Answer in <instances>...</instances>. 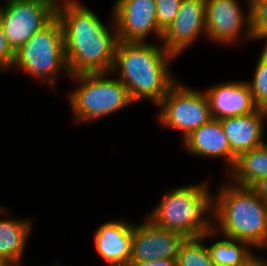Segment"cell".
I'll list each match as a JSON object with an SVG mask.
<instances>
[{
	"label": "cell",
	"mask_w": 267,
	"mask_h": 266,
	"mask_svg": "<svg viewBox=\"0 0 267 266\" xmlns=\"http://www.w3.org/2000/svg\"><path fill=\"white\" fill-rule=\"evenodd\" d=\"M228 180L238 186L250 187L258 179L267 176V148L265 145L241 153L234 167L227 172Z\"/></svg>",
	"instance_id": "obj_18"
},
{
	"label": "cell",
	"mask_w": 267,
	"mask_h": 266,
	"mask_svg": "<svg viewBox=\"0 0 267 266\" xmlns=\"http://www.w3.org/2000/svg\"><path fill=\"white\" fill-rule=\"evenodd\" d=\"M217 236L220 237L214 230L197 238H185L178 250L177 266H214L208 247L203 241Z\"/></svg>",
	"instance_id": "obj_20"
},
{
	"label": "cell",
	"mask_w": 267,
	"mask_h": 266,
	"mask_svg": "<svg viewBox=\"0 0 267 266\" xmlns=\"http://www.w3.org/2000/svg\"><path fill=\"white\" fill-rule=\"evenodd\" d=\"M267 140V139H266ZM263 141V144L265 145V147L267 148V141Z\"/></svg>",
	"instance_id": "obj_32"
},
{
	"label": "cell",
	"mask_w": 267,
	"mask_h": 266,
	"mask_svg": "<svg viewBox=\"0 0 267 266\" xmlns=\"http://www.w3.org/2000/svg\"><path fill=\"white\" fill-rule=\"evenodd\" d=\"M267 111L257 109L243 116L220 119L231 151L238 157L241 153L263 145Z\"/></svg>",
	"instance_id": "obj_16"
},
{
	"label": "cell",
	"mask_w": 267,
	"mask_h": 266,
	"mask_svg": "<svg viewBox=\"0 0 267 266\" xmlns=\"http://www.w3.org/2000/svg\"><path fill=\"white\" fill-rule=\"evenodd\" d=\"M250 188L261 200L267 202V176L258 179Z\"/></svg>",
	"instance_id": "obj_26"
},
{
	"label": "cell",
	"mask_w": 267,
	"mask_h": 266,
	"mask_svg": "<svg viewBox=\"0 0 267 266\" xmlns=\"http://www.w3.org/2000/svg\"><path fill=\"white\" fill-rule=\"evenodd\" d=\"M206 0H182L177 16L163 32L162 46L176 57L205 35Z\"/></svg>",
	"instance_id": "obj_11"
},
{
	"label": "cell",
	"mask_w": 267,
	"mask_h": 266,
	"mask_svg": "<svg viewBox=\"0 0 267 266\" xmlns=\"http://www.w3.org/2000/svg\"><path fill=\"white\" fill-rule=\"evenodd\" d=\"M0 266H16L12 262L0 258Z\"/></svg>",
	"instance_id": "obj_29"
},
{
	"label": "cell",
	"mask_w": 267,
	"mask_h": 266,
	"mask_svg": "<svg viewBox=\"0 0 267 266\" xmlns=\"http://www.w3.org/2000/svg\"><path fill=\"white\" fill-rule=\"evenodd\" d=\"M4 208L0 206V215ZM32 220L0 219V258L12 262L16 266L22 264L26 242L31 233Z\"/></svg>",
	"instance_id": "obj_17"
},
{
	"label": "cell",
	"mask_w": 267,
	"mask_h": 266,
	"mask_svg": "<svg viewBox=\"0 0 267 266\" xmlns=\"http://www.w3.org/2000/svg\"><path fill=\"white\" fill-rule=\"evenodd\" d=\"M183 148L192 156L221 158L228 164V172L234 167L237 156L231 151L220 120L212 118L193 130L182 140Z\"/></svg>",
	"instance_id": "obj_15"
},
{
	"label": "cell",
	"mask_w": 267,
	"mask_h": 266,
	"mask_svg": "<svg viewBox=\"0 0 267 266\" xmlns=\"http://www.w3.org/2000/svg\"><path fill=\"white\" fill-rule=\"evenodd\" d=\"M250 14L254 41L266 40L267 45V0H255L250 5Z\"/></svg>",
	"instance_id": "obj_22"
},
{
	"label": "cell",
	"mask_w": 267,
	"mask_h": 266,
	"mask_svg": "<svg viewBox=\"0 0 267 266\" xmlns=\"http://www.w3.org/2000/svg\"><path fill=\"white\" fill-rule=\"evenodd\" d=\"M248 1V6L250 7V5L255 1V0H247Z\"/></svg>",
	"instance_id": "obj_31"
},
{
	"label": "cell",
	"mask_w": 267,
	"mask_h": 266,
	"mask_svg": "<svg viewBox=\"0 0 267 266\" xmlns=\"http://www.w3.org/2000/svg\"><path fill=\"white\" fill-rule=\"evenodd\" d=\"M176 56L161 43L118 42L111 70L118 71L121 83L134 103L150 99L158 105L177 82L171 75L170 64Z\"/></svg>",
	"instance_id": "obj_2"
},
{
	"label": "cell",
	"mask_w": 267,
	"mask_h": 266,
	"mask_svg": "<svg viewBox=\"0 0 267 266\" xmlns=\"http://www.w3.org/2000/svg\"><path fill=\"white\" fill-rule=\"evenodd\" d=\"M182 0H155L159 29L164 32L177 16Z\"/></svg>",
	"instance_id": "obj_23"
},
{
	"label": "cell",
	"mask_w": 267,
	"mask_h": 266,
	"mask_svg": "<svg viewBox=\"0 0 267 266\" xmlns=\"http://www.w3.org/2000/svg\"><path fill=\"white\" fill-rule=\"evenodd\" d=\"M4 6H5V1H4L3 5L0 4V18L2 16Z\"/></svg>",
	"instance_id": "obj_30"
},
{
	"label": "cell",
	"mask_w": 267,
	"mask_h": 266,
	"mask_svg": "<svg viewBox=\"0 0 267 266\" xmlns=\"http://www.w3.org/2000/svg\"><path fill=\"white\" fill-rule=\"evenodd\" d=\"M118 39L124 42H146L148 35L163 32L156 18L155 0H115L112 8Z\"/></svg>",
	"instance_id": "obj_10"
},
{
	"label": "cell",
	"mask_w": 267,
	"mask_h": 266,
	"mask_svg": "<svg viewBox=\"0 0 267 266\" xmlns=\"http://www.w3.org/2000/svg\"><path fill=\"white\" fill-rule=\"evenodd\" d=\"M212 118L243 116L255 112L253 94L246 81H228L206 89Z\"/></svg>",
	"instance_id": "obj_13"
},
{
	"label": "cell",
	"mask_w": 267,
	"mask_h": 266,
	"mask_svg": "<svg viewBox=\"0 0 267 266\" xmlns=\"http://www.w3.org/2000/svg\"><path fill=\"white\" fill-rule=\"evenodd\" d=\"M219 241L207 245L214 266H237L248 259L254 252L246 241L223 236Z\"/></svg>",
	"instance_id": "obj_19"
},
{
	"label": "cell",
	"mask_w": 267,
	"mask_h": 266,
	"mask_svg": "<svg viewBox=\"0 0 267 266\" xmlns=\"http://www.w3.org/2000/svg\"><path fill=\"white\" fill-rule=\"evenodd\" d=\"M109 72L71 75L78 87L68 94L70 110L76 123L93 122L134 104L127 88Z\"/></svg>",
	"instance_id": "obj_5"
},
{
	"label": "cell",
	"mask_w": 267,
	"mask_h": 266,
	"mask_svg": "<svg viewBox=\"0 0 267 266\" xmlns=\"http://www.w3.org/2000/svg\"><path fill=\"white\" fill-rule=\"evenodd\" d=\"M51 266H62V265H60V264H53V265H51Z\"/></svg>",
	"instance_id": "obj_33"
},
{
	"label": "cell",
	"mask_w": 267,
	"mask_h": 266,
	"mask_svg": "<svg viewBox=\"0 0 267 266\" xmlns=\"http://www.w3.org/2000/svg\"><path fill=\"white\" fill-rule=\"evenodd\" d=\"M144 220L133 225L130 261L176 259L185 238L177 232L158 227L148 218Z\"/></svg>",
	"instance_id": "obj_12"
},
{
	"label": "cell",
	"mask_w": 267,
	"mask_h": 266,
	"mask_svg": "<svg viewBox=\"0 0 267 266\" xmlns=\"http://www.w3.org/2000/svg\"><path fill=\"white\" fill-rule=\"evenodd\" d=\"M237 266H266V263L265 258L260 257V255L257 257V255L253 253L248 259Z\"/></svg>",
	"instance_id": "obj_27"
},
{
	"label": "cell",
	"mask_w": 267,
	"mask_h": 266,
	"mask_svg": "<svg viewBox=\"0 0 267 266\" xmlns=\"http://www.w3.org/2000/svg\"><path fill=\"white\" fill-rule=\"evenodd\" d=\"M56 16V10L38 0H6L0 25L16 53L36 32Z\"/></svg>",
	"instance_id": "obj_8"
},
{
	"label": "cell",
	"mask_w": 267,
	"mask_h": 266,
	"mask_svg": "<svg viewBox=\"0 0 267 266\" xmlns=\"http://www.w3.org/2000/svg\"><path fill=\"white\" fill-rule=\"evenodd\" d=\"M12 68L50 85L52 90H55L59 74L71 76L65 58L62 27L57 16L17 50Z\"/></svg>",
	"instance_id": "obj_6"
},
{
	"label": "cell",
	"mask_w": 267,
	"mask_h": 266,
	"mask_svg": "<svg viewBox=\"0 0 267 266\" xmlns=\"http://www.w3.org/2000/svg\"><path fill=\"white\" fill-rule=\"evenodd\" d=\"M158 121L166 128L178 129L182 140L212 119L207 95L176 82L157 105Z\"/></svg>",
	"instance_id": "obj_7"
},
{
	"label": "cell",
	"mask_w": 267,
	"mask_h": 266,
	"mask_svg": "<svg viewBox=\"0 0 267 266\" xmlns=\"http://www.w3.org/2000/svg\"><path fill=\"white\" fill-rule=\"evenodd\" d=\"M56 16L62 27L70 74L111 73L119 42L114 17L109 29L79 0L66 3Z\"/></svg>",
	"instance_id": "obj_1"
},
{
	"label": "cell",
	"mask_w": 267,
	"mask_h": 266,
	"mask_svg": "<svg viewBox=\"0 0 267 266\" xmlns=\"http://www.w3.org/2000/svg\"><path fill=\"white\" fill-rule=\"evenodd\" d=\"M243 9L238 0H206L205 34L210 41L230 46L240 40H254L250 7L247 14Z\"/></svg>",
	"instance_id": "obj_9"
},
{
	"label": "cell",
	"mask_w": 267,
	"mask_h": 266,
	"mask_svg": "<svg viewBox=\"0 0 267 266\" xmlns=\"http://www.w3.org/2000/svg\"><path fill=\"white\" fill-rule=\"evenodd\" d=\"M133 225L125 219L103 223L95 232L93 243L106 266H127L131 255Z\"/></svg>",
	"instance_id": "obj_14"
},
{
	"label": "cell",
	"mask_w": 267,
	"mask_h": 266,
	"mask_svg": "<svg viewBox=\"0 0 267 266\" xmlns=\"http://www.w3.org/2000/svg\"><path fill=\"white\" fill-rule=\"evenodd\" d=\"M229 182V183H228ZM214 196V230L221 236L249 243L256 249H267V202L250 187L230 180L218 187Z\"/></svg>",
	"instance_id": "obj_3"
},
{
	"label": "cell",
	"mask_w": 267,
	"mask_h": 266,
	"mask_svg": "<svg viewBox=\"0 0 267 266\" xmlns=\"http://www.w3.org/2000/svg\"><path fill=\"white\" fill-rule=\"evenodd\" d=\"M208 183L205 179L198 184L170 189L146 218L184 238H197L213 232L214 196Z\"/></svg>",
	"instance_id": "obj_4"
},
{
	"label": "cell",
	"mask_w": 267,
	"mask_h": 266,
	"mask_svg": "<svg viewBox=\"0 0 267 266\" xmlns=\"http://www.w3.org/2000/svg\"><path fill=\"white\" fill-rule=\"evenodd\" d=\"M15 61V52L10 47L3 28L0 25V72L12 69Z\"/></svg>",
	"instance_id": "obj_24"
},
{
	"label": "cell",
	"mask_w": 267,
	"mask_h": 266,
	"mask_svg": "<svg viewBox=\"0 0 267 266\" xmlns=\"http://www.w3.org/2000/svg\"><path fill=\"white\" fill-rule=\"evenodd\" d=\"M252 81L249 84L255 105L258 109L267 111V45L258 59Z\"/></svg>",
	"instance_id": "obj_21"
},
{
	"label": "cell",
	"mask_w": 267,
	"mask_h": 266,
	"mask_svg": "<svg viewBox=\"0 0 267 266\" xmlns=\"http://www.w3.org/2000/svg\"><path fill=\"white\" fill-rule=\"evenodd\" d=\"M127 266H177L176 259H162L154 261H129Z\"/></svg>",
	"instance_id": "obj_25"
},
{
	"label": "cell",
	"mask_w": 267,
	"mask_h": 266,
	"mask_svg": "<svg viewBox=\"0 0 267 266\" xmlns=\"http://www.w3.org/2000/svg\"><path fill=\"white\" fill-rule=\"evenodd\" d=\"M38 1L47 3L48 5H50L53 9L57 11L58 9L63 7L66 3L71 2L73 0H38Z\"/></svg>",
	"instance_id": "obj_28"
}]
</instances>
